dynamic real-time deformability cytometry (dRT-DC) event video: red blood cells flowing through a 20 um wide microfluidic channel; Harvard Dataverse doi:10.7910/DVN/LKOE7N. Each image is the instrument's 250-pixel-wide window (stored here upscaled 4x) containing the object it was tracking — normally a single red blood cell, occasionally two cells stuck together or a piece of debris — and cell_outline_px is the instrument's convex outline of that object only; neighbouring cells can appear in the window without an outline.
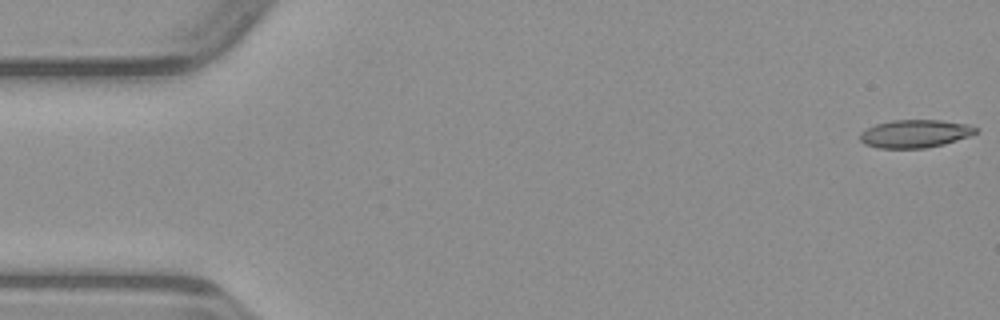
{"species": "common noctule bat (a hibernating species)", "species_latin": "Nyctalus noctula", "temperature_condition": "warm", "stored_images_in_passage": 49, "camera_frame_rate_fps": 3000, "um_per_image_px": 0.085, "animal": {"sex": "male", "body_mass_g": 23.1, "forearm_length_mm": 52.7}, "frame": {"image": 1, "passage_image": 1, "time_ms": 0.0, "image_size_px": [1000, 320], "cell_outline_px": [[976, 132], [968, 136], [944, 144], [924, 148], [880, 148], [864, 144], [860, 140], [860, 132], [876, 124], [892, 120], [940, 120], [968, 124], [976, 128]], "centroid_in_image_um": [77.74, 11.36], "position_along_channel_um": 7.3, "area_um2": 18.67}}
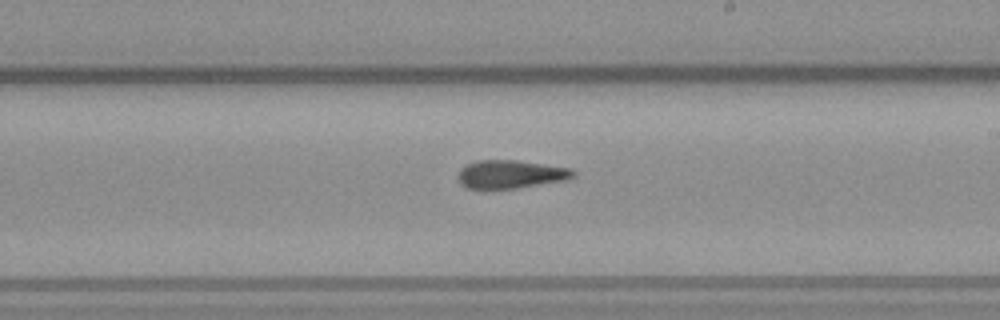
{"frame": {"image": 2, "passage_image": 28, "time_ms": 9.0, "image_size_px": [1000, 320], "cell_outline_px": [[576, 176], [568, 180], [516, 188], [484, 192], [464, 188], [460, 184], [456, 176], [460, 168], [476, 160], [516, 160], [572, 168], [576, 172]], "centroid_in_image_um": [43.34, 14.85], "position_along_channel_um": 245.7, "area_um2": 19.94}}
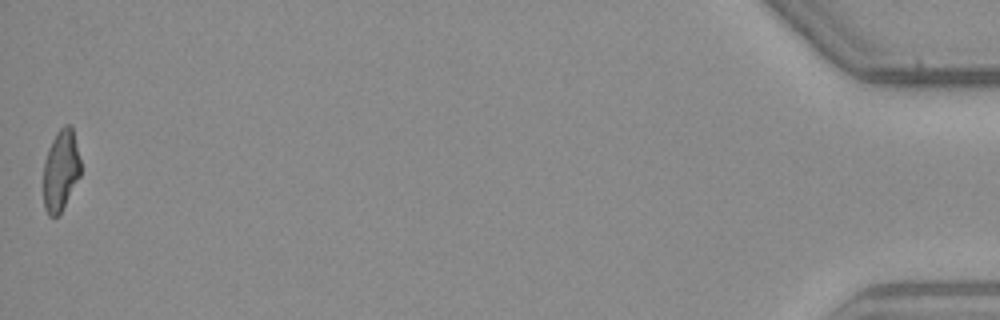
{"frame": {"image": 3, "passage_image": 49, "time_ms": 16.0, "image_size_px": [1000, 320], "cell_outline_px": [[80, 176], [60, 212], [56, 216], [48, 216], [44, 208], [44, 160], [48, 148], [56, 132], [64, 124], [72, 124], [80, 160]], "centroid_in_image_um": [5.16, 14.43], "position_along_channel_um": 430.0, "area_um2": 17.51}}